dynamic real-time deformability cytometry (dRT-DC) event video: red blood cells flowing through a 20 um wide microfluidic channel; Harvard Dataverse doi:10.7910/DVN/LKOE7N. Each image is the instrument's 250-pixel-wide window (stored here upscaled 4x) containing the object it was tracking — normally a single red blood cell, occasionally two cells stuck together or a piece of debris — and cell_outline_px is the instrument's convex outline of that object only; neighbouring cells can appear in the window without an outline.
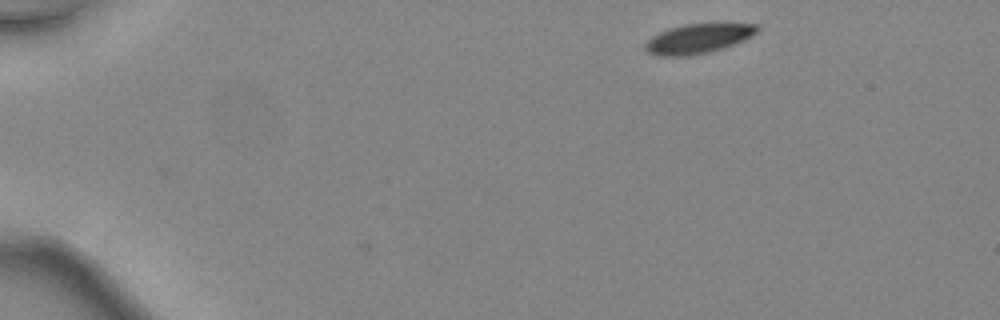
{"species": "common noctule bat (a hibernating species)", "species_latin": "Nyctalus noctula", "temperature_condition": "warm", "stored_images_in_passage": 2, "camera_frame_rate_fps": 3000, "um_per_image_px": 0.085, "animal": {"sex": "female", "body_mass_g": 24.6, "forearm_length_mm": 56.2}, "frame": {"image": 1, "passage_image": 2, "time_ms": 0.333, "image_size_px": [1000, 320], "cell_outline_px": [[760, 28], [756, 32], [744, 40], [708, 52], [688, 56], [656, 56], [648, 52], [644, 48], [644, 44], [652, 36], [660, 32], [684, 24], [756, 24]], "centroid_in_image_um": [59.29, 3.29], "position_along_channel_um": 25.7, "area_um2": 18.9}}